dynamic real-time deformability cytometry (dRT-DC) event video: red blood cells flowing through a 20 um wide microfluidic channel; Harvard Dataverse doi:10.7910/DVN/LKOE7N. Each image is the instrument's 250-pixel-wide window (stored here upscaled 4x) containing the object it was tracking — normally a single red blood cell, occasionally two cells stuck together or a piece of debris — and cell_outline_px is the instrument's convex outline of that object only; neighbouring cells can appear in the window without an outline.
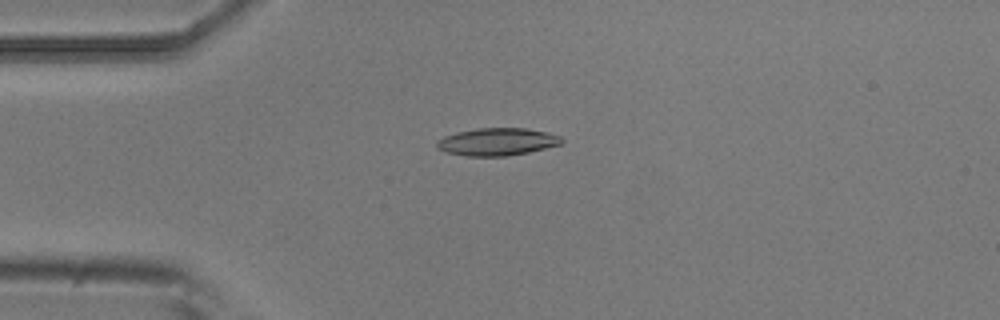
{"species": "common noctule bat (a hibernating species)", "species_latin": "Nyctalus noctula", "temperature_condition": "room temperature", "stored_images_in_passage": 8, "camera_frame_rate_fps": 3000, "um_per_image_px": 0.085, "animal": {"sex": "male", "body_mass_g": 20.5, "forearm_length_mm": 52.5}, "frame": {"image": 1, "passage_image": 1, "time_ms": 0.0, "image_size_px": [1000, 320], "cell_outline_px": [[564, 140], [560, 144], [528, 152], [508, 156], [468, 156], [448, 152], [436, 148], [436, 140], [444, 136], [456, 132], [476, 128], [524, 128], [548, 132], [560, 136]], "centroid_in_image_um": [42.24, 12.04], "position_along_channel_um": 42.8, "area_um2": 20.0}}
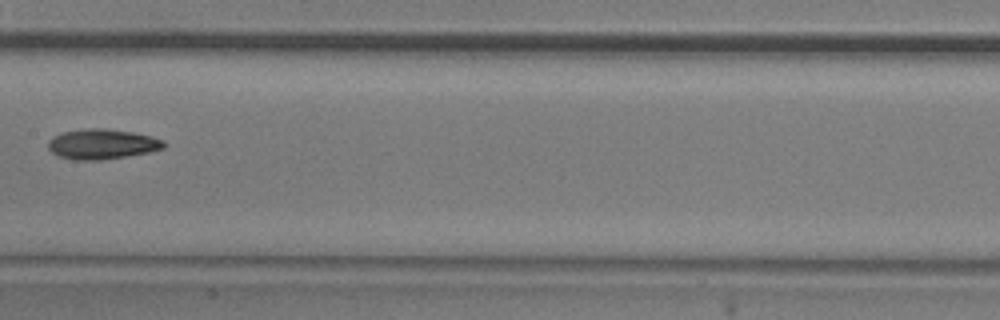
{"frame": {"image": 2, "passage_image": 5, "time_ms": 1.333, "image_size_px": [1000, 320], "cell_outline_px": [[168, 144], [164, 148], [148, 152], [100, 160], [76, 160], [60, 156], [52, 152], [48, 148], [48, 140], [52, 136], [60, 132], [88, 128], [104, 128], [132, 132], [152, 136], [164, 140]], "centroid_in_image_um": [8.67, 12.23], "position_along_channel_um": 198.7, "area_um2": 20.35}}
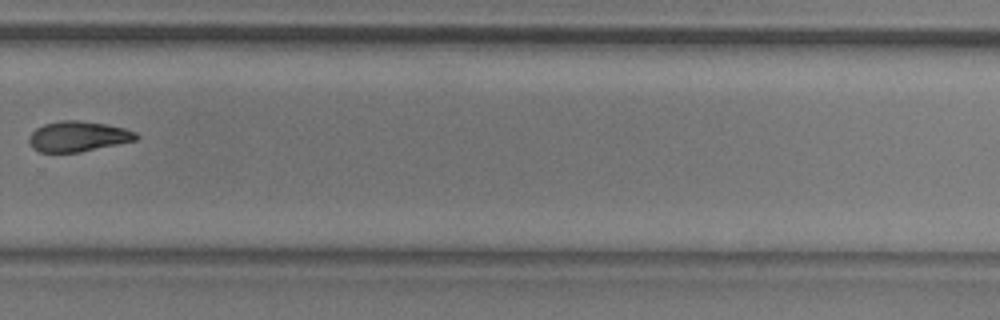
{"frame": {"image": 3, "passage_image": 8, "time_ms": 2.333, "image_size_px": [1000, 320], "cell_outline_px": [[140, 136], [136, 140], [80, 152], [40, 152], [32, 148], [28, 140], [32, 132], [36, 128], [44, 124], [60, 120], [80, 120], [104, 124], [124, 128], [136, 132]], "centroid_in_image_um": [6.62, 11.59], "position_along_channel_um": 323.2, "area_um2": 18.9}}